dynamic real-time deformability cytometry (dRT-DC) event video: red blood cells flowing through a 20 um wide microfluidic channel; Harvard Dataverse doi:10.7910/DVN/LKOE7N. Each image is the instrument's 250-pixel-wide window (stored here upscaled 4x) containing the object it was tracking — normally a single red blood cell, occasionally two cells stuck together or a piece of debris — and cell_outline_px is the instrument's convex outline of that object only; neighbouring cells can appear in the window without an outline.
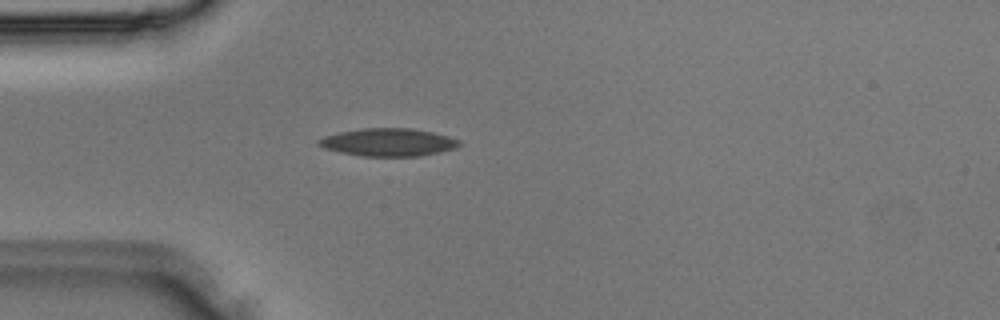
{"species": "Egyptian fruit bat (a non-hibernating species)", "species_latin": "Rousettus aegyptiacus", "temperature_condition": "room temperature", "stored_images_in_passage": 2, "camera_frame_rate_fps": 3000, "um_per_image_px": 0.085, "animal": {"sex": "male"}, "frame": {"image": 1, "passage_image": 2, "time_ms": 0.333, "image_size_px": [1000, 320], "cell_outline_px": [[460, 144], [456, 148], [440, 152], [420, 156], [360, 156], [340, 152], [324, 148], [316, 144], [316, 140], [324, 136], [340, 132], [360, 128], [412, 128], [432, 132], [448, 136], [460, 140]], "centroid_in_image_um": [32.98, 12.09], "position_along_channel_um": 52.0, "area_um2": 22.89}}